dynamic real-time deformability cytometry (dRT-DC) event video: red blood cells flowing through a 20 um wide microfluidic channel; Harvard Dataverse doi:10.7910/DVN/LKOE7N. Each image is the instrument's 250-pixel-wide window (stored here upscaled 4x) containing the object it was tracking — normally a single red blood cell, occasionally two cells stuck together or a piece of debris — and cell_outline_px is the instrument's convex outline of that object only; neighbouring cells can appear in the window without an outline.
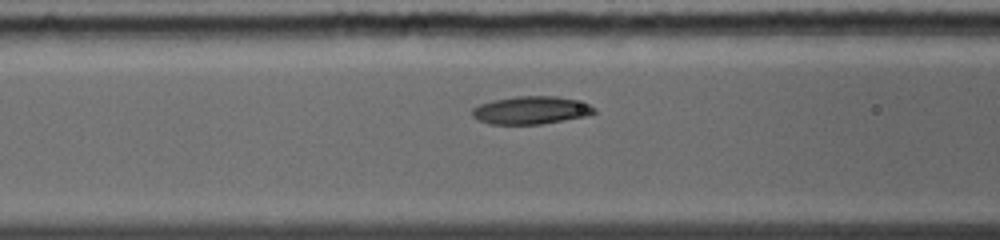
{"species": "common noctule bat (a hibernating species)", "species_latin": "Nyctalus noctula", "temperature_condition": "warm", "stored_images_in_passage": 10, "camera_frame_rate_fps": 5000, "um_per_image_px": 0.085, "animal": {"sex": "female", "body_mass_g": 19.0, "forearm_length_mm": 56.7}, "frame": {"image": 1, "passage_image": 7, "time_ms": 2.8, "image_size_px": [1000, 240], "cell_outline_px": [[596, 112], [584, 116], [540, 124], [492, 124], [480, 120], [472, 116], [472, 108], [480, 104], [492, 100], [516, 96], [556, 96], [576, 100], [588, 104], [596, 108]], "centroid_in_image_um": [45.12, 9.36], "position_along_channel_um": 121.5, "area_um2": 19.59}}
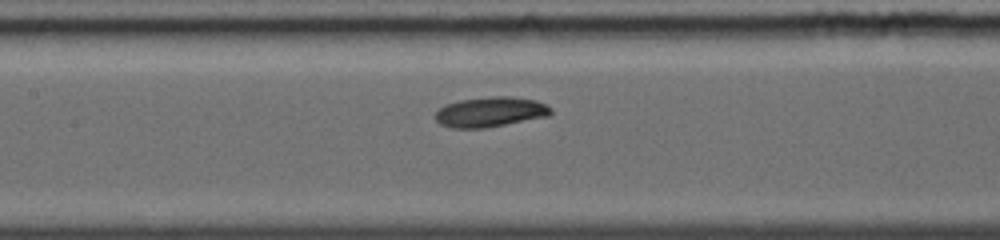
{"frame": {"image": 2, "passage_image": 9, "time_ms": 3.8, "image_size_px": [1000, 240], "cell_outline_px": [[552, 112], [548, 116], [484, 128], [452, 128], [440, 124], [432, 116], [444, 104], [460, 100], [492, 96], [508, 96], [536, 100], [552, 108]], "centroid_in_image_um": [41.64, 9.51], "position_along_channel_um": 165.8, "area_um2": 20.23}}